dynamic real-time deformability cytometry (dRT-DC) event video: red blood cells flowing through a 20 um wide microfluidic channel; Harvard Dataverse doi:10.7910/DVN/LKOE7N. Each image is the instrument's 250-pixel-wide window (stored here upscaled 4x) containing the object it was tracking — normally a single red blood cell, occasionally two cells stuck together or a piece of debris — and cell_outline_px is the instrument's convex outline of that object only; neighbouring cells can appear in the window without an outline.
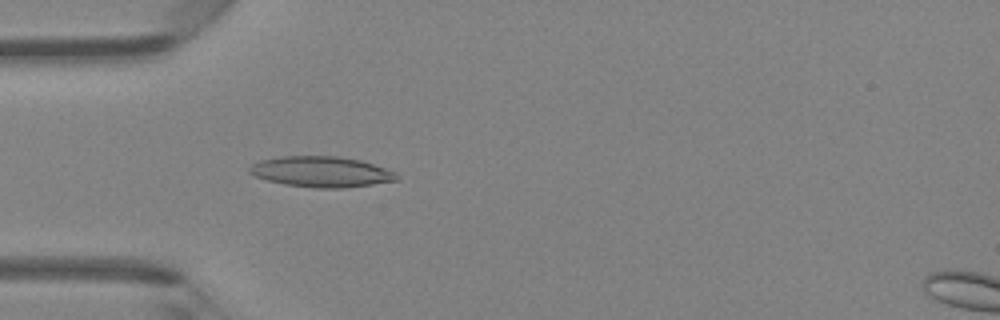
{"species": "Egyptian fruit bat (a non-hibernating species)", "species_latin": "Rousettus aegyptiacus", "temperature_condition": "room temperature", "stored_images_in_passage": 47, "camera_frame_rate_fps": 3000, "um_per_image_px": 0.085, "animal": {"sex": "female"}, "frame": {"image": 1, "passage_image": 14, "time_ms": 4.333, "image_size_px": [1000, 320], "cell_outline_px": [[400, 180], [344, 188], [316, 188], [284, 184], [268, 180], [256, 176], [248, 172], [248, 168], [252, 164], [260, 160], [280, 156], [336, 156], [360, 160], [396, 172], [400, 176]], "centroid_in_image_um": [27.32, 14.6], "position_along_channel_um": 57.7, "area_um2": 26.3}}
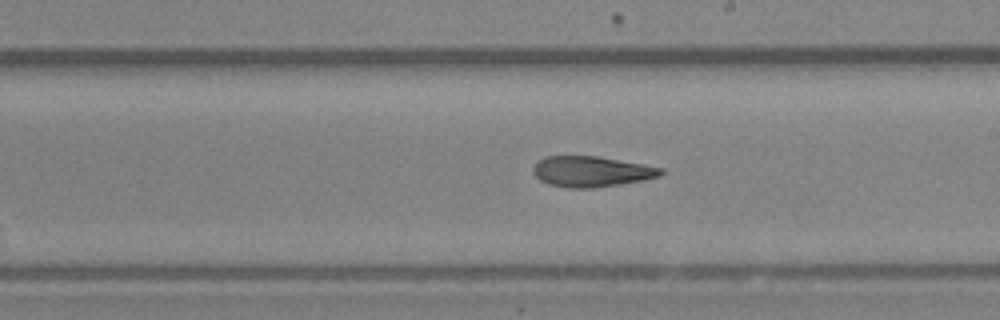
{"frame": {"image": 2, "passage_image": 27, "time_ms": 8.667, "image_size_px": [1000, 320], "cell_outline_px": [[664, 172], [660, 176], [644, 180], [620, 184], [592, 188], [568, 188], [548, 184], [540, 180], [532, 172], [532, 168], [544, 156], [596, 156], [644, 164], [664, 168]], "centroid_in_image_um": [50.28, 14.58], "position_along_channel_um": 238.7, "area_um2": 22.83}}
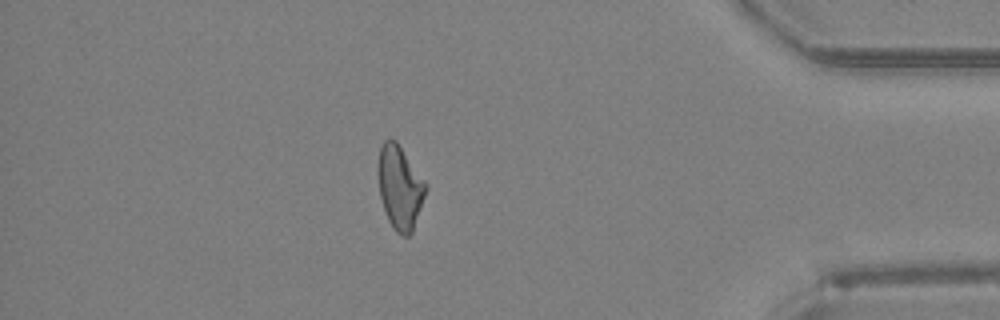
{"frame": {"image": 3, "passage_image": 41, "time_ms": 13.333, "image_size_px": [1000, 320], "cell_outline_px": [[428, 188], [412, 232], [408, 236], [400, 236], [392, 228], [388, 220], [380, 196], [376, 168], [380, 148], [384, 140], [396, 140], [428, 184]], "centroid_in_image_um": [33.99, 15.93], "position_along_channel_um": 401.2, "area_um2": 23.52}, "authors_computed_cell_mechanics": {"area_um2": 23.6402, "velocity_mm_per_s": 4.2749, "shape_relaxation_time_tau1_ms": null, "shape_relaxation_time_tau2_ms": 4.3384, "deformation_change_tau1": null, "deformation_change_tau2": 0.141}}